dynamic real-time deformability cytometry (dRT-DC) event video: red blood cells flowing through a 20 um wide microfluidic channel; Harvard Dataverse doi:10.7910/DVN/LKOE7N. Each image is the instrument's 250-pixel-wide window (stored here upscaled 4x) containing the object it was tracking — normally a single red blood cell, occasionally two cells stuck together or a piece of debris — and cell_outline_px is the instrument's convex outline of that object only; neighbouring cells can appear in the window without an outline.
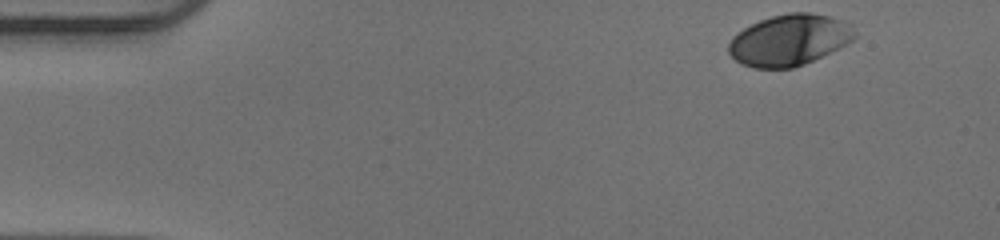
{"species": "human", "species_latin": "Homo sapiens", "temperature_condition": "warm", "stored_images_in_passage": 48, "camera_frame_rate_fps": 3000, "um_per_image_px": 0.085, "donor": {"sex": "male"}, "frame": {"image": 1, "passage_image": 1, "time_ms": 0.0, "image_size_px": [1000, 240], "cell_outline_px": [[856, 36], [852, 40], [804, 64], [792, 68], [752, 68], [736, 60], [728, 52], [728, 44], [732, 36], [744, 28], [760, 20], [772, 16], [788, 12], [808, 12], [828, 16], [840, 20]], "centroid_in_image_um": [66.99, 3.41], "position_along_channel_um": 18.0, "area_um2": 36.7}}
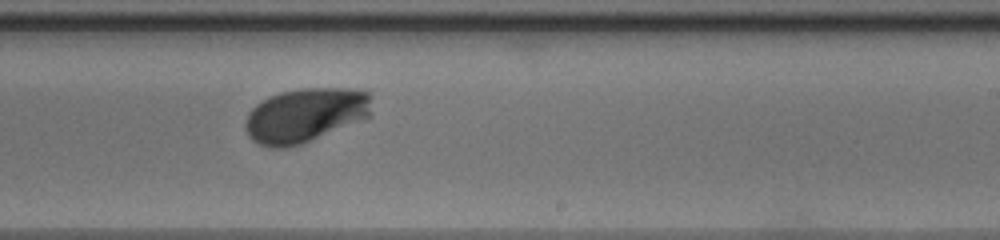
{"frame": {"image": 2, "passage_image": 28, "time_ms": 9.0, "image_size_px": [1000, 240], "cell_outline_px": [[372, 116], [300, 144], [284, 148], [272, 148], [260, 144], [252, 140], [248, 136], [244, 128], [244, 124], [248, 112], [256, 104], [280, 92], [300, 88], [348, 88], [372, 92]], "centroid_in_image_um": [25.98, 9.77], "position_along_channel_um": 263.0, "area_um2": 40.23}}
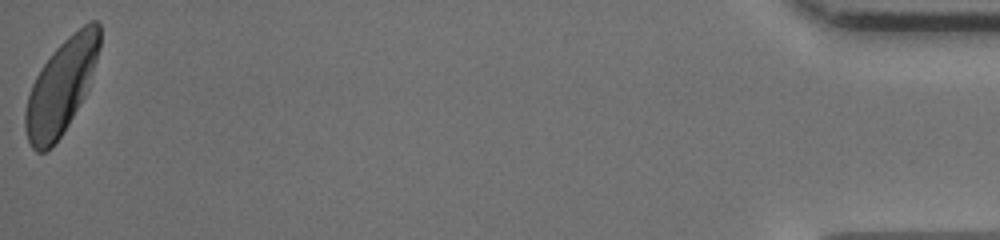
{"frame": {"image": 3, "passage_image": 48, "time_ms": 15.667, "image_size_px": [1000, 240], "cell_outline_px": [[100, 48], [84, 96], [68, 124], [52, 148], [44, 152], [36, 152], [32, 148], [28, 140], [24, 128], [24, 112], [28, 96], [32, 84], [36, 76], [52, 52], [68, 36], [88, 20], [96, 20], [100, 24]], "centroid_in_image_um": [5.19, 7.36], "position_along_channel_um": 430.0, "area_um2": 40.34}, "authors_computed_cell_mechanics": {"area_um2": 38.2636, "velocity_mm_per_s": 3.949, "shape_relaxation_time_tau1_ms": 2.218, "shape_relaxation_time_tau2_ms": null, "deformation_change_tau1": 0.134, "deformation_change_tau2": null}}